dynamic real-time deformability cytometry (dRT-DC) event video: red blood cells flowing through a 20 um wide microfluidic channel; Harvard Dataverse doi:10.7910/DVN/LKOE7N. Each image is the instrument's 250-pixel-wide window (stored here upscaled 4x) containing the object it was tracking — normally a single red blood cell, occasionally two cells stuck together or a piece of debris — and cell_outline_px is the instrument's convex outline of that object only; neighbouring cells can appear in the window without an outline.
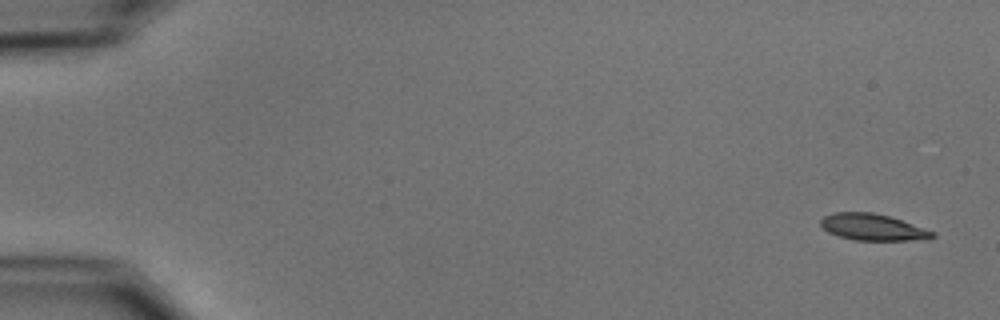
{"species": "common noctule bat (a hibernating species)", "species_latin": "Nyctalus noctula", "temperature_condition": "cold", "stored_images_in_passage": 5, "camera_frame_rate_fps": 3000, "um_per_image_px": 0.085, "animal": {"sex": "male", "body_mass_g": 15.6}, "frame": {"image": 1, "passage_image": 1, "time_ms": 0.0, "image_size_px": [1000, 320], "cell_outline_px": [[936, 236], [928, 240], [856, 240], [840, 236], [828, 232], [820, 224], [820, 220], [824, 216], [832, 212], [872, 212], [888, 216], [936, 232]], "centroid_in_image_um": [74.2, 19.31], "position_along_channel_um": 10.8, "area_um2": 17.22}}